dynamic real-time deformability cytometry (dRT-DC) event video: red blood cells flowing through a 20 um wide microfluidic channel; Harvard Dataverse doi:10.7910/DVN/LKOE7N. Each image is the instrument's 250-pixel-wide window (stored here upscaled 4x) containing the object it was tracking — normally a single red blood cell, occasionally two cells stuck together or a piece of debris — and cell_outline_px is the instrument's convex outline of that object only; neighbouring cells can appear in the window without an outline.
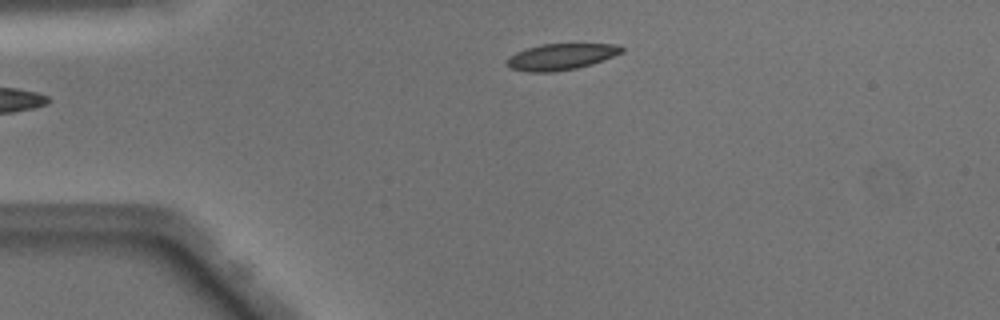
{"species": "Egyptian fruit bat (a non-hibernating species)", "species_latin": "Rousettus aegyptiacus", "temperature_condition": "warm", "stored_images_in_passage": 34, "camera_frame_rate_fps": 3000, "um_per_image_px": 0.085, "animal": {"sex": "male"}, "frame": {"image": 1, "passage_image": 1, "time_ms": 0.0, "image_size_px": [1000, 320], "cell_outline_px": [[624, 52], [592, 64], [576, 68], [552, 72], [528, 72], [508, 68], [508, 56], [516, 52], [540, 44], [620, 44], [624, 48]], "centroid_in_image_um": [47.7, 4.82], "position_along_channel_um": 37.3, "area_um2": 17.57}}
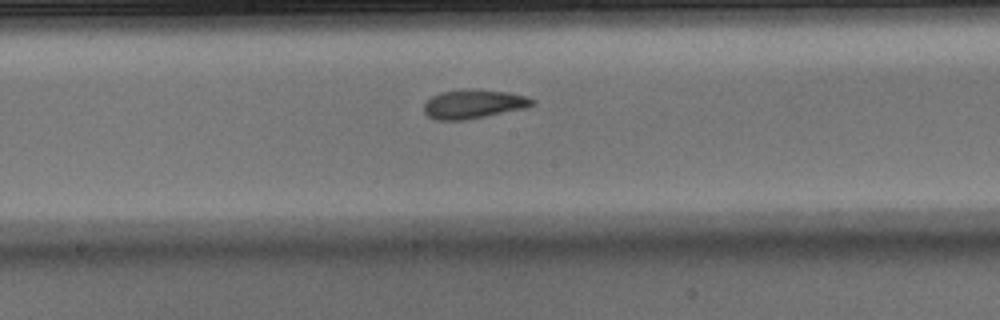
{"frame": {"image": 2, "passage_image": 16, "time_ms": 5.0, "image_size_px": [1000, 320], "cell_outline_px": [[536, 104], [528, 108], [464, 120], [436, 120], [428, 116], [424, 112], [424, 104], [432, 96], [440, 92], [460, 88], [468, 88], [508, 92], [524, 96], [536, 100]], "centroid_in_image_um": [40.26, 8.83], "position_along_channel_um": 207.9, "area_um2": 18.55}}
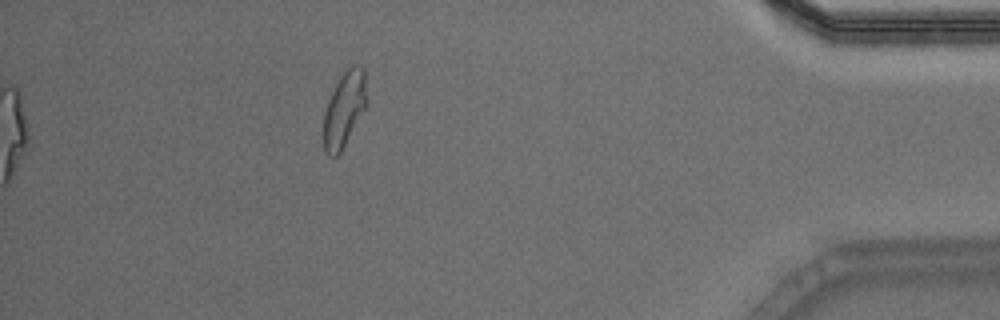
{"frame": {"image": 3, "passage_image": 34, "time_ms": 11.0, "image_size_px": [1000, 320], "cell_outline_px": [[364, 108], [340, 152], [336, 156], [328, 156], [324, 152], [324, 112], [328, 100], [340, 76], [352, 64], [360, 64], [364, 68]], "centroid_in_image_um": [29.21, 9.27], "position_along_channel_um": 406.0, "area_um2": 18.09}, "authors_computed_cell_mechanics": {"area_um2": 18.2937, "velocity_mm_per_s": 4.0933, "shape_relaxation_time_tau1_ms": 5.2004, "shape_relaxation_time_tau2_ms": 0.9872, "deformation_change_tau1": 0.1748, "deformation_change_tau2": 0.0634}}